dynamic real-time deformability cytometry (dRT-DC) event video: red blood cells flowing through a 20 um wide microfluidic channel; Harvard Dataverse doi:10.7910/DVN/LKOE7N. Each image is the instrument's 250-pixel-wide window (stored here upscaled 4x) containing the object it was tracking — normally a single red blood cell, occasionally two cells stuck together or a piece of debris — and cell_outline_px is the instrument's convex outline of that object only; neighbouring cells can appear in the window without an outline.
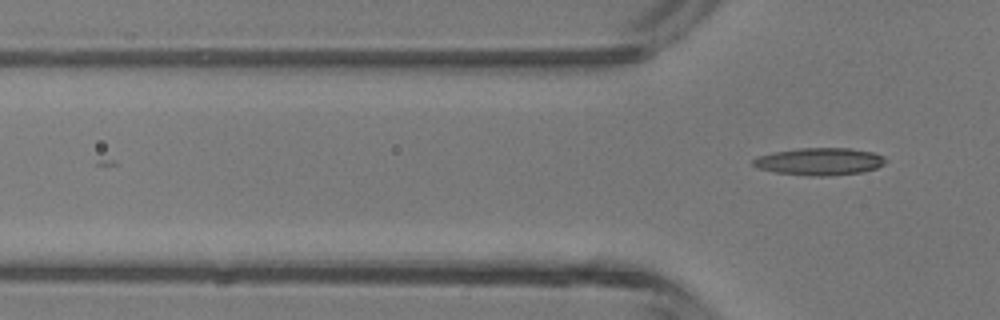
{"species": "common noctule bat (a hibernating species)", "species_latin": "Nyctalus noctula", "temperature_condition": "room temperature", "stored_images_in_passage": 2, "camera_frame_rate_fps": 3000, "um_per_image_px": 0.085, "animal": {"sex": "male", "body_mass_g": 13.3}, "frame": {"image": 1, "passage_image": 2, "time_ms": 0.333, "image_size_px": [1000, 320], "cell_outline_px": [[888, 160], [884, 164], [876, 168], [864, 172], [828, 176], [812, 176], [776, 172], [756, 168], [752, 164], [752, 160], [756, 156], [796, 148], [848, 148], [872, 152], [884, 156]], "centroid_in_image_um": [69.67, 13.73], "position_along_channel_um": 56.1, "area_um2": 21.21}}